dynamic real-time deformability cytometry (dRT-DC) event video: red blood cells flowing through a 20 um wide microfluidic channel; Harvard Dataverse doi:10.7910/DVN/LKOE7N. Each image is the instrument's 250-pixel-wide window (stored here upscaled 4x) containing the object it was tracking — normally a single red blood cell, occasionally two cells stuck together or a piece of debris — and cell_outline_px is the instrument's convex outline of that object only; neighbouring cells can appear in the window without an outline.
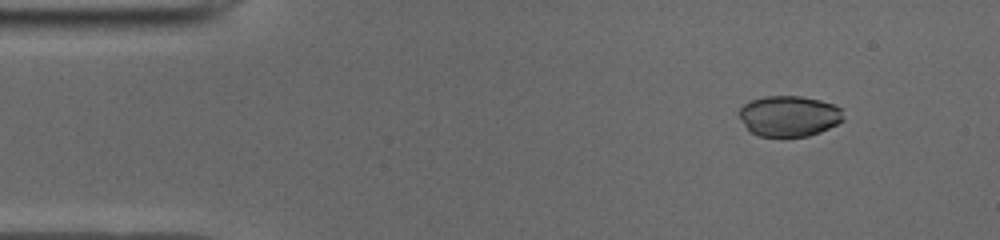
{"species": "common noctule bat (a hibernating species)", "species_latin": "Nyctalus noctula", "temperature_condition": "cold", "stored_images_in_passage": 51, "camera_frame_rate_fps": 3000, "um_per_image_px": 0.085, "animal": {"sex": "male", "body_mass_g": 19.0, "forearm_length_mm": 50.8}, "frame": {"image": 1, "passage_image": 5, "time_ms": 1.333, "image_size_px": [1000, 240], "cell_outline_px": [[844, 120], [820, 132], [808, 136], [760, 136], [748, 132], [740, 116], [740, 108], [748, 100], [764, 96], [800, 96], [820, 100], [832, 104], [840, 108]], "centroid_in_image_um": [67.04, 9.86], "position_along_channel_um": 18.0, "area_um2": 24.68}}
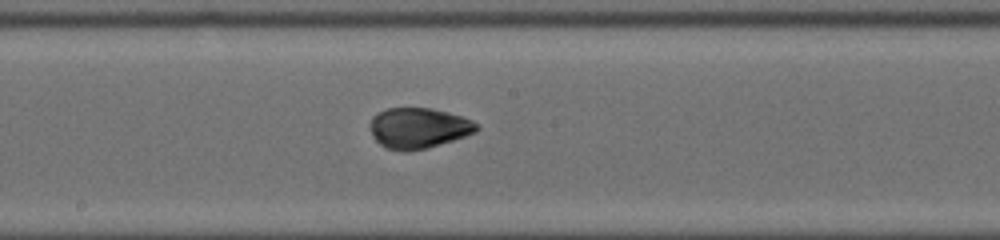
{"frame": {"image": 2, "passage_image": 26, "time_ms": 8.333, "image_size_px": [1000, 240], "cell_outline_px": [[480, 128], [476, 132], [428, 148], [408, 152], [404, 152], [384, 148], [372, 136], [368, 124], [372, 116], [376, 112], [388, 108], [432, 108], [448, 112], [472, 120]], "centroid_in_image_um": [35.51, 10.89], "position_along_channel_um": 212.7, "area_um2": 25.49}}
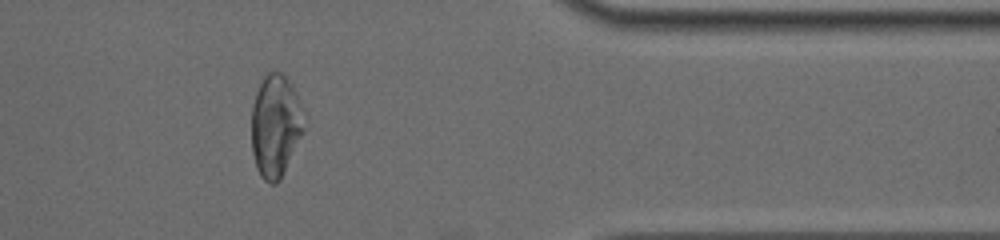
{"frame": {"image": 3, "passage_image": 41, "time_ms": 13.333, "image_size_px": [1000, 240], "cell_outline_px": [[304, 132], [280, 180], [276, 184], [268, 184], [260, 176], [256, 168], [252, 152], [252, 104], [256, 92], [264, 76], [268, 72], [280, 72], [292, 84], [296, 96], [304, 128]], "centroid_in_image_um": [23.38, 10.75], "position_along_channel_um": 388.0, "area_um2": 31.04}, "authors_computed_cell_mechanics": {"area_um2": 25.6632, "velocity_mm_per_s": 3.9527, "shape_relaxation_time_tau1_ms": null, "shape_relaxation_time_tau2_ms": 1.3867, "deformation_change_tau1": null, "deformation_change_tau2": 0.0343}}